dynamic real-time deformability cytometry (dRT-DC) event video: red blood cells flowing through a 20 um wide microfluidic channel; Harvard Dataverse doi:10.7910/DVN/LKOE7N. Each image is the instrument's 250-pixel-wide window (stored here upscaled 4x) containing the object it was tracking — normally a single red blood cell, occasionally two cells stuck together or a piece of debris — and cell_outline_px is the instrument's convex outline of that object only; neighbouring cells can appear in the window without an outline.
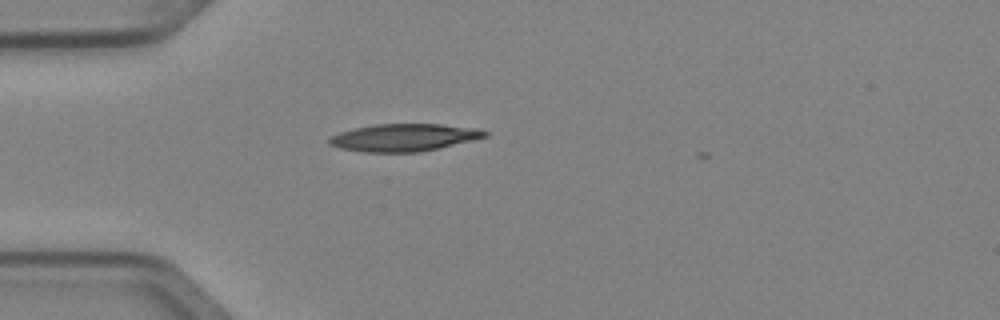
{"species": "Egyptian fruit bat (a non-hibernating species)", "species_latin": "Rousettus aegyptiacus", "temperature_condition": "cold", "stored_images_in_passage": 1, "camera_frame_rate_fps": 3000, "um_per_image_px": 0.085, "animal": {"sex": "female"}, "frame": {"image": 1, "passage_image": 1, "time_ms": 0.0, "image_size_px": [1000, 320], "cell_outline_px": [[488, 136], [472, 140], [436, 148], [416, 152], [364, 152], [340, 148], [328, 144], [328, 140], [332, 136], [340, 132], [356, 128], [376, 124], [440, 124], [476, 128], [488, 132]], "centroid_in_image_um": [34.32, 11.68], "position_along_channel_um": 50.7, "area_um2": 24.51}}